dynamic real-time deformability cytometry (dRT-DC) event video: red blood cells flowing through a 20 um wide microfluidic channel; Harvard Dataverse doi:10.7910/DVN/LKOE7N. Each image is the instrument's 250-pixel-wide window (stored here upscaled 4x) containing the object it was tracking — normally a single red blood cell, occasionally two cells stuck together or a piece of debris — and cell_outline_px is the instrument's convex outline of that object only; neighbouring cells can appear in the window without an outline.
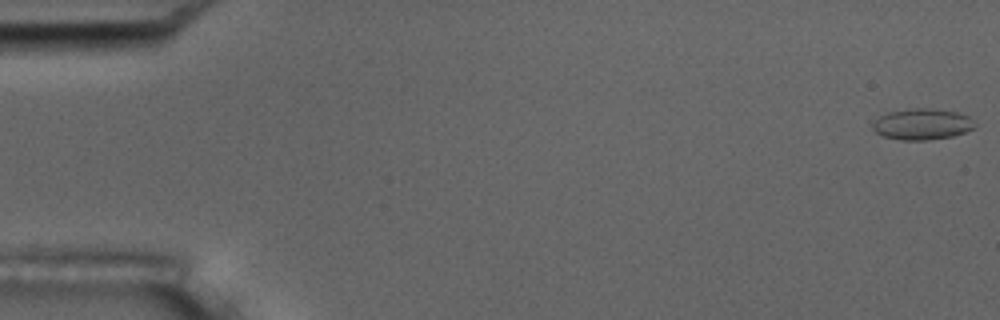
{"species": "common noctule bat (a hibernating species)", "species_latin": "Nyctalus noctula", "temperature_condition": "room temperature", "stored_images_in_passage": 5, "camera_frame_rate_fps": 3000, "um_per_image_px": 0.085, "animal": {"sex": "male", "body_mass_g": 17.5, "forearm_length_mm": 52.3}, "frame": {"image": 1, "passage_image": 1, "time_ms": 0.0, "image_size_px": [1000, 320], "cell_outline_px": [[976, 124], [972, 128], [964, 132], [952, 136], [928, 140], [900, 140], [884, 136], [876, 132], [872, 128], [872, 120], [888, 112], [912, 108], [928, 108], [956, 112], [968, 116]], "centroid_in_image_um": [78.34, 10.55], "position_along_channel_um": 6.7, "area_um2": 18.44}}
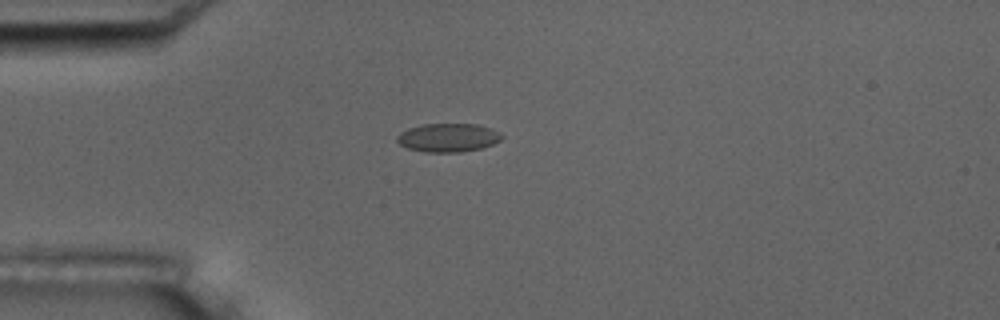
{"frame": {"image": 2, "passage_image": 5, "time_ms": 4.667, "image_size_px": [1000, 320], "cell_outline_px": [[504, 136], [500, 140], [492, 144], [480, 148], [460, 152], [424, 152], [408, 148], [400, 144], [396, 140], [396, 136], [400, 132], [408, 128], [424, 124], [476, 124], [492, 128]], "centroid_in_image_um": [38.07, 11.69], "position_along_channel_um": 46.9, "area_um2": 17.4}}